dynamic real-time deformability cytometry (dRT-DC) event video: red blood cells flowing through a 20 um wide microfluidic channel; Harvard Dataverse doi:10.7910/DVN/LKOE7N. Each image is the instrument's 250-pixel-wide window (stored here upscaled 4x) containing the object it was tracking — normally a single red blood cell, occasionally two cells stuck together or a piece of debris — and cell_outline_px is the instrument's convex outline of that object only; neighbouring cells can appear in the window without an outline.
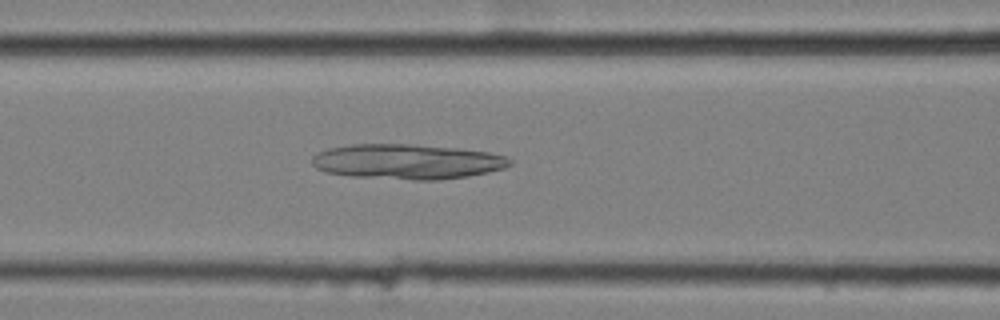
{"species": "common noctule bat (a hibernating species)", "species_latin": "Nyctalus noctula", "temperature_condition": "cold", "stored_images_in_passage": 56, "camera_frame_rate_fps": 3000, "um_per_image_px": 0.085, "animal": {"sex": "female", "body_mass_g": 25.1}, "frame": {"image": 1, "passage_image": 24, "time_ms": 7.667, "image_size_px": [1000, 320], "cell_outline_px": [[512, 164], [504, 168], [488, 172], [468, 176], [440, 180], [412, 180], [352, 176], [328, 172], [316, 168], [312, 164], [312, 156], [328, 148], [352, 144], [412, 144], [460, 148], [488, 152], [504, 156], [512, 160]], "centroid_in_image_um": [34.63, 13.73], "position_along_channel_um": 132.0, "area_um2": 40.46}}
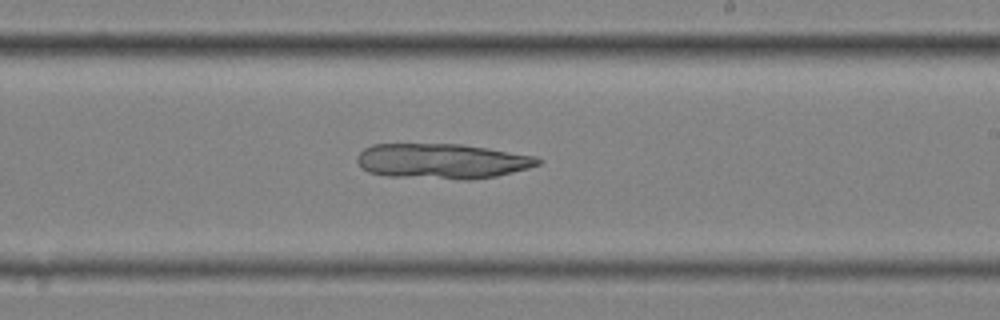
{"frame": {"image": 2, "passage_image": 34, "time_ms": 11.0, "image_size_px": [1000, 320], "cell_outline_px": [[544, 160], [540, 164], [528, 168], [496, 176], [472, 180], [460, 180], [388, 176], [368, 172], [356, 160], [356, 156], [364, 148], [372, 144], [460, 144], [488, 148], [536, 156]], "centroid_in_image_um": [37.59, 13.7], "position_along_channel_um": 251.4, "area_um2": 37.28}}
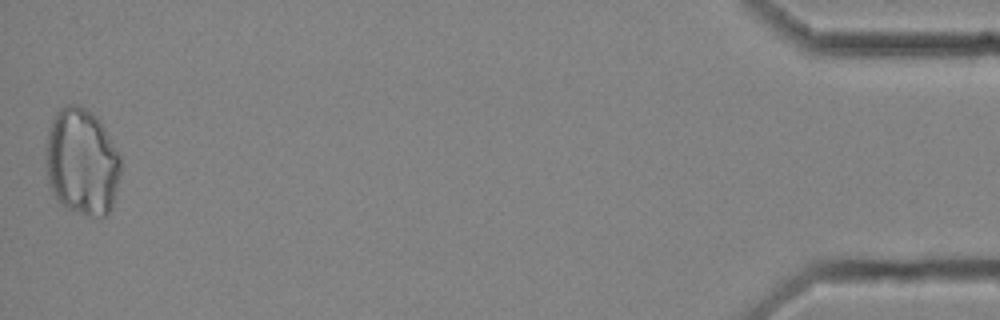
{"frame": {"image": 3, "passage_image": 56, "time_ms": 18.333, "image_size_px": [1000, 320], "cell_outline_px": [[120, 176], [112, 208], [104, 216], [88, 216], [68, 208], [60, 204], [52, 192], [48, 184], [48, 128], [56, 112], [60, 108], [68, 104], [80, 104], [92, 112], [100, 120], [116, 148], [120, 156]], "centroid_in_image_um": [6.99, 13.75], "position_along_channel_um": 428.2, "area_um2": 46.53}}